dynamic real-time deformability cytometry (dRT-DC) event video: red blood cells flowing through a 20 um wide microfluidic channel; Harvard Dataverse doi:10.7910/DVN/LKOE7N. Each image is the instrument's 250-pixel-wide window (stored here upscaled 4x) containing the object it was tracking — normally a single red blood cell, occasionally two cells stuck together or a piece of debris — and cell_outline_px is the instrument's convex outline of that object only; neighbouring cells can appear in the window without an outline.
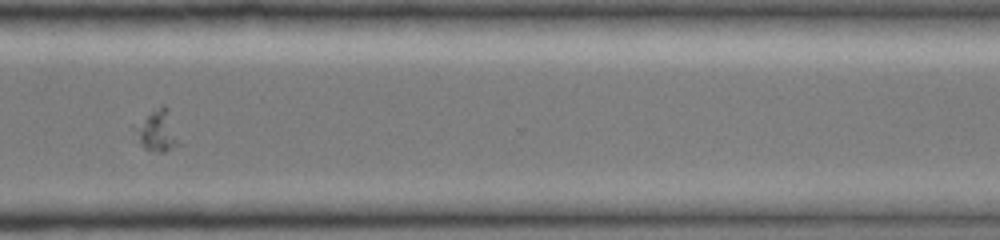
{"species": "common noctule bat (a hibernating species)", "species_latin": "Nyctalus noctula", "temperature_condition": "cold", "stored_images_in_passage": 34, "camera_frame_rate_fps": 3000, "um_per_image_px": 0.085, "animal": {"sex": "female", "body_mass_g": 19.0, "forearm_length_mm": 51.5}, "frame": {"image": 1, "passage_image": 25, "time_ms": 8.0, "image_size_px": [1000, 240], "cell_outline_px": [[184, 144], [164, 152], [160, 152], [144, 148], [140, 144], [140, 132], [144, 120], [152, 112], [164, 104], [168, 108]], "centroid_in_image_um": [13.61, 11.18], "position_along_channel_um": 357.0, "area_um2": 10.0}}